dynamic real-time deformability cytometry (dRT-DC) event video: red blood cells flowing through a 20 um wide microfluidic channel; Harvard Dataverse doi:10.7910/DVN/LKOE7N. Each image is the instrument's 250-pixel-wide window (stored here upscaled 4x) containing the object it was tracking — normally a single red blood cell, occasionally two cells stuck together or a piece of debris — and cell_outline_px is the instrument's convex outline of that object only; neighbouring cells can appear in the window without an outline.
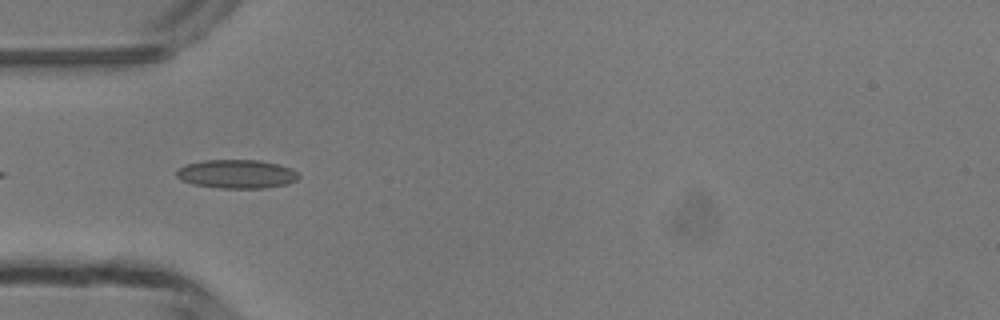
{"species": "common noctule bat (a hibernating species)", "species_latin": "Nyctalus noctula", "temperature_condition": "room temperature", "stored_images_in_passage": 37, "camera_frame_rate_fps": 3000, "um_per_image_px": 0.085, "animal": {"sex": "male", "body_mass_g": 13.3}, "frame": {"image": 1, "passage_image": 3, "time_ms": 0.667, "image_size_px": [1000, 320], "cell_outline_px": [[300, 176], [296, 180], [288, 184], [264, 188], [220, 188], [192, 184], [180, 180], [176, 176], [176, 172], [184, 164], [204, 160], [260, 160], [280, 164], [296, 172]], "centroid_in_image_um": [20.1, 14.79], "position_along_channel_um": 64.9, "area_um2": 20.52}}
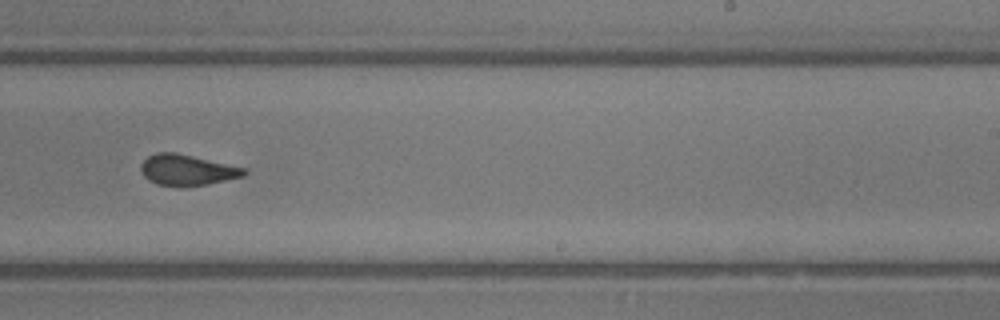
{"frame": {"image": 2, "passage_image": 18, "time_ms": 5.667, "image_size_px": [1000, 320], "cell_outline_px": [[248, 172], [244, 176], [208, 184], [184, 188], [180, 188], [156, 184], [148, 180], [144, 176], [140, 168], [140, 164], [148, 156], [156, 152], [176, 152], [248, 168]], "centroid_in_image_um": [15.91, 14.46], "position_along_channel_um": 273.1, "area_um2": 19.07}}
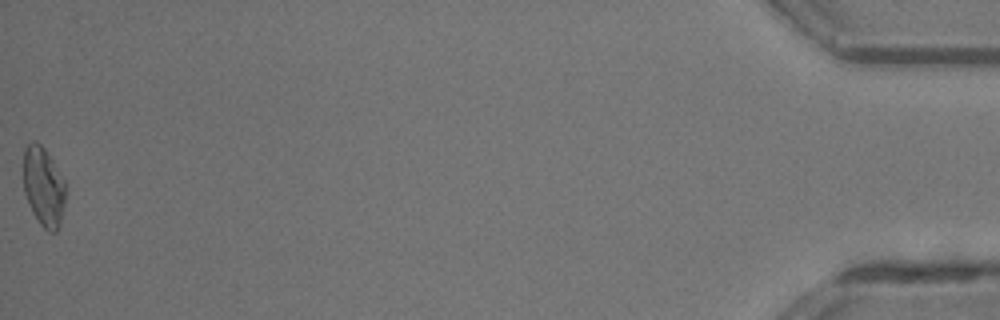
{"frame": {"image": 3, "passage_image": 37, "time_ms": 12.0, "image_size_px": [1000, 320], "cell_outline_px": [[64, 204], [60, 224], [56, 232], [48, 232], [40, 224], [32, 212], [28, 204], [24, 192], [24, 148], [32, 140], [36, 140], [44, 148], [52, 160], [64, 180]], "centroid_in_image_um": [3.68, 15.87], "position_along_channel_um": 431.5, "area_um2": 19.36}, "authors_computed_cell_mechanics": {"area_um2": 18.8428, "velocity_mm_per_s": 4.166, "shape_relaxation_time_tau1_ms": 6.8875, "shape_relaxation_time_tau2_ms": 1.3944, "deformation_change_tau1": 0.1978, "deformation_change_tau2": 0.0875}}